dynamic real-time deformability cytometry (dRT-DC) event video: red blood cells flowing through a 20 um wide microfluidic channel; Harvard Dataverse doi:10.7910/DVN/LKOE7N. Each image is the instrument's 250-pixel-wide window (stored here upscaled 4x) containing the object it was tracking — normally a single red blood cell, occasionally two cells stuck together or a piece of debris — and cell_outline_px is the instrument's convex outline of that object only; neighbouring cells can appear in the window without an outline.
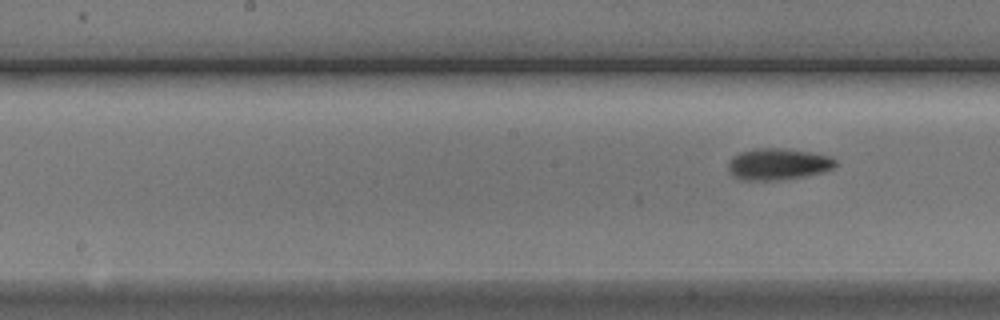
{"species": "Egyptian fruit bat (a non-hibernating species)", "species_latin": "Rousettus aegyptiacus", "temperature_condition": "cold", "stored_images_in_passage": 7, "segment_of_instrument_passage": [2, 2], "camera_frame_rate_fps": 3000, "um_per_image_px": 0.085, "animal": {"sex": "male"}, "frame": {"image": 1, "passage_image": 7, "time_ms": 8.0, "image_size_px": [1000, 320], "cell_outline_px": [[836, 164], [832, 168], [820, 172], [804, 176], [772, 180], [744, 180], [736, 176], [728, 168], [728, 164], [732, 156], [740, 152], [756, 148], [784, 148], [808, 152], [828, 156], [836, 160]], "centroid_in_image_um": [66.11, 13.93], "position_along_channel_um": 182.1, "area_um2": 19.25}}